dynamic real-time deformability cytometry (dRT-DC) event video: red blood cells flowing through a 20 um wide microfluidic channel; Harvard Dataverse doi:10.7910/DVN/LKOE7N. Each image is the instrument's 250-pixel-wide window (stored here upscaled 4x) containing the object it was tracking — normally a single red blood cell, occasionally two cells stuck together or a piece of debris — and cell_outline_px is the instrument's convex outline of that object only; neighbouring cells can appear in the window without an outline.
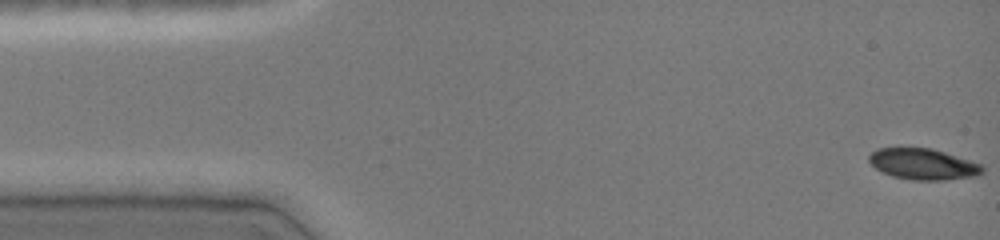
{"species": "common noctule bat (a hibernating species)", "species_latin": "Nyctalus noctula", "temperature_condition": "cold", "stored_images_in_passage": 47, "camera_frame_rate_fps": 3000, "um_per_image_px": 0.085, "animal": {"sex": "female", "body_mass_g": 19.0, "forearm_length_mm": 51.5}, "frame": {"image": 1, "passage_image": 1, "time_ms": 0.0, "image_size_px": [1000, 240], "cell_outline_px": [[984, 172], [976, 176], [944, 180], [912, 180], [892, 176], [876, 168], [868, 160], [868, 156], [876, 148], [932, 148], [984, 164]], "centroid_in_image_um": [78.51, 13.95], "position_along_channel_um": 6.5, "area_um2": 20.63}}
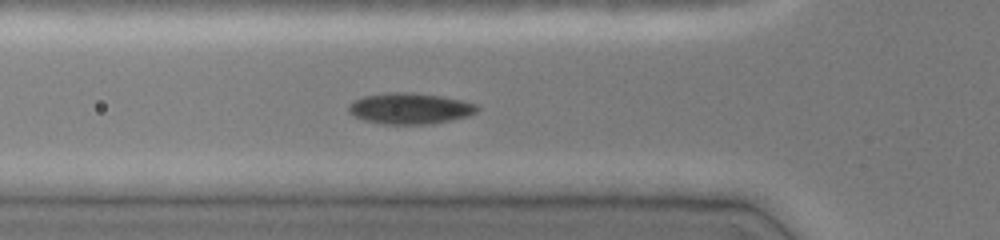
{"frame": {"image": 2, "passage_image": 16, "time_ms": 5.0, "image_size_px": [1000, 240], "cell_outline_px": [[480, 108], [476, 112], [468, 116], [432, 124], [384, 124], [364, 120], [348, 112], [348, 104], [352, 100], [364, 96], [392, 92], [412, 92], [444, 96], [476, 104]], "centroid_in_image_um": [34.84, 9.21], "position_along_channel_um": 91.0, "area_um2": 23.35}}
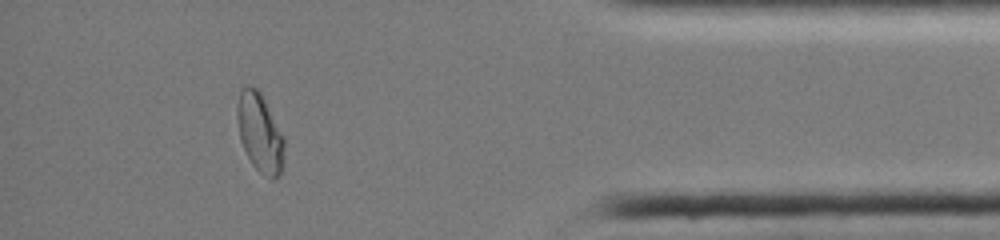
{"frame": {"image": 3, "passage_image": 42, "time_ms": 13.667, "image_size_px": [1000, 240], "cell_outline_px": [[284, 164], [280, 176], [276, 180], [272, 180], [264, 176], [252, 164], [240, 140], [236, 116], [236, 108], [240, 92], [248, 84], [256, 88], [260, 92], [284, 136]], "centroid_in_image_um": [22.11, 11.34], "position_along_channel_um": 413.1, "area_um2": 21.85}}